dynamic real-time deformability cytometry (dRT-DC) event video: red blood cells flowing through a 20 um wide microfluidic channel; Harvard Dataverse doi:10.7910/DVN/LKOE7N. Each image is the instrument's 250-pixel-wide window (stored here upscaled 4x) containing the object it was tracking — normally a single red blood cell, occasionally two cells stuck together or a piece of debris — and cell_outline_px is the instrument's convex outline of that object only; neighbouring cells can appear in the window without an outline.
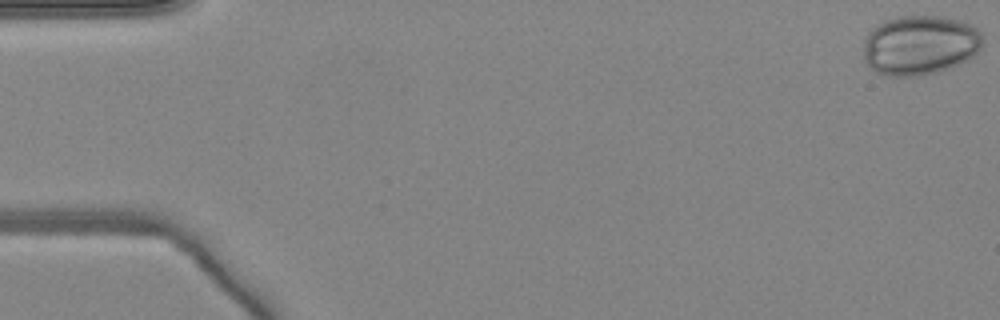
{"species": "common noctule bat (a hibernating species)", "species_latin": "Nyctalus noctula", "temperature_condition": "warm", "stored_images_in_passage": 25, "camera_frame_rate_fps": 3000, "um_per_image_px": 0.085, "animal": {"sex": "female", "body_mass_g": 24.6, "forearm_length_mm": 56.2}, "frame": {"image": 1, "passage_image": 1, "time_ms": 0.0, "image_size_px": [1000, 320], "cell_outline_px": [[984, 40], [980, 48], [968, 60], [952, 68], [924, 76], [888, 76], [876, 72], [864, 60], [864, 40], [868, 32], [876, 24], [884, 20], [896, 16], [944, 16], [960, 20], [972, 24], [980, 32]], "centroid_in_image_um": [78.2, 3.83], "position_along_channel_um": 6.8, "area_um2": 42.14}}
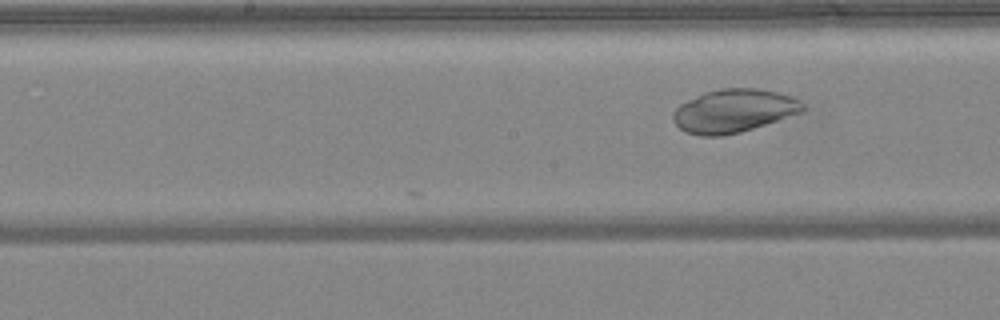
{"frame": {"image": 2, "passage_image": 25, "time_ms": 8.0, "image_size_px": [1000, 320], "cell_outline_px": [[808, 108], [804, 112], [740, 132], [724, 136], [700, 136], [684, 132], [672, 120], [672, 112], [680, 104], [704, 92], [724, 88], [756, 88], [776, 92], [800, 100]], "centroid_in_image_um": [62.37, 9.43], "position_along_channel_um": 185.8, "area_um2": 32.83}}